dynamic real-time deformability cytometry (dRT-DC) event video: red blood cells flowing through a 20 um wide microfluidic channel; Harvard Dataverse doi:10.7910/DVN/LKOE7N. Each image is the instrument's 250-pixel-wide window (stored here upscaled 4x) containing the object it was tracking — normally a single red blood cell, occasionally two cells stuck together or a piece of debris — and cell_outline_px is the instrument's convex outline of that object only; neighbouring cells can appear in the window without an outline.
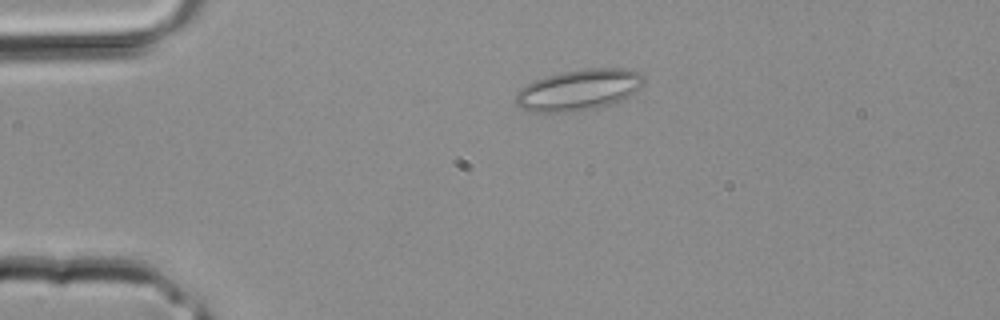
{"species": "common noctule bat (a hibernating species)", "species_latin": "Nyctalus noctula", "temperature_condition": "room temperature", "stored_images_in_passage": 2, "camera_frame_rate_fps": 3000, "um_per_image_px": 0.085, "animal": {"sex": "male", "body_mass_g": 20.4}, "frame": {"image": 1, "passage_image": 1, "time_ms": 0.0, "image_size_px": [1000, 320], "cell_outline_px": [[644, 84], [628, 96], [620, 100], [596, 108], [572, 112], [532, 112], [520, 108], [516, 104], [516, 92], [520, 88], [536, 80], [560, 72], [588, 68], [620, 68], [640, 72], [644, 76]], "centroid_in_image_um": [49.18, 7.64], "position_along_channel_um": 35.8, "area_um2": 30.52}}
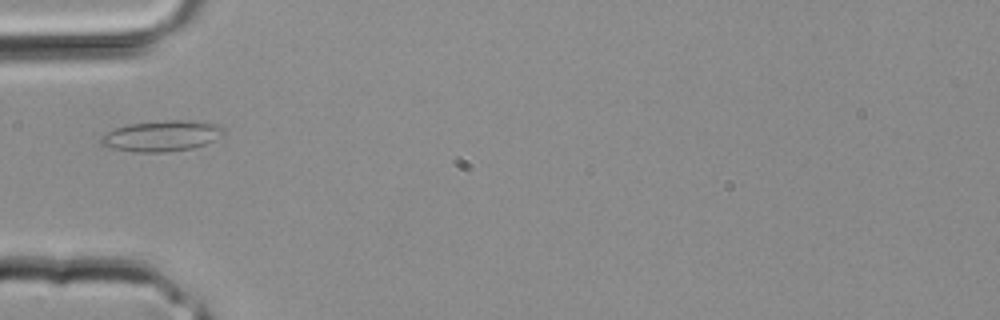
{"frame": {"image": 2, "passage_image": 2, "time_ms": 0.333, "image_size_px": [1000, 320], "cell_outline_px": [[224, 132], [212, 140], [204, 144], [192, 148], [164, 152], [136, 152], [112, 148], [100, 144], [100, 136], [116, 128], [128, 124], [164, 120], [192, 120], [220, 124], [224, 128]], "centroid_in_image_um": [13.73, 11.54], "position_along_channel_um": 71.3, "area_um2": 21.91}}